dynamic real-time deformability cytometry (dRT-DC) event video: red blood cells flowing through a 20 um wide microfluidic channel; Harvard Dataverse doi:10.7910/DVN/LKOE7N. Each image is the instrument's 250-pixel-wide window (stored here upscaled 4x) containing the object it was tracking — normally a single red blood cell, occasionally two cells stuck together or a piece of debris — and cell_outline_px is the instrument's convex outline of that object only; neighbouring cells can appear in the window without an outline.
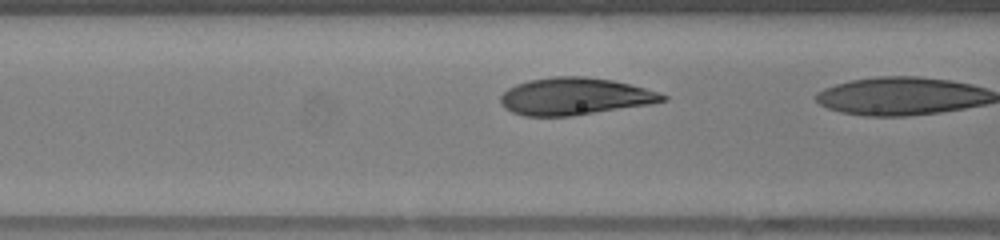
{"species": "human", "species_latin": "Homo sapiens", "temperature_condition": "warm", "stored_images_in_passage": 7, "camera_frame_rate_fps": 3000, "um_per_image_px": 0.085, "donor": {"sex": "female"}, "frame": {"image": 1, "passage_image": 6, "time_ms": 1.667, "image_size_px": [1000, 240], "cell_outline_px": [[668, 100], [652, 104], [572, 116], [524, 116], [512, 112], [504, 108], [500, 104], [500, 96], [508, 88], [516, 84], [528, 80], [552, 76], [584, 76], [612, 80], [644, 88], [668, 96]], "centroid_in_image_um": [48.83, 8.19], "position_along_channel_um": 117.8, "area_um2": 35.26}}